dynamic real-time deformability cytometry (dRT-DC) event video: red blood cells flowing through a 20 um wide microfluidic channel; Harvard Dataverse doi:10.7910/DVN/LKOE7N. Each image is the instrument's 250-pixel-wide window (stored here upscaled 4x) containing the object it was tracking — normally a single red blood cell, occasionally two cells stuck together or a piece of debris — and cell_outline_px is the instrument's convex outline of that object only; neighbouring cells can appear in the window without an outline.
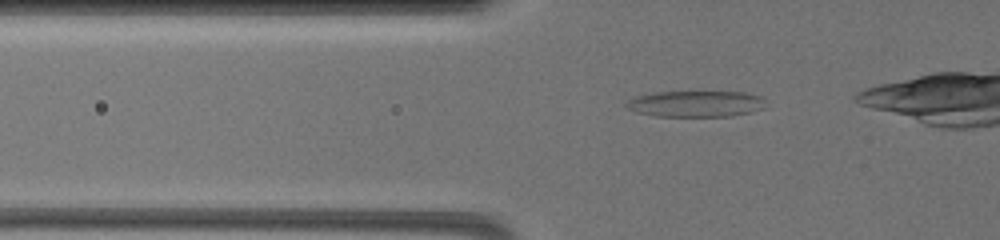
{"species": "common noctule bat (a hibernating species)", "species_latin": "Nyctalus noctula", "temperature_condition": "warm", "stored_images_in_passage": 41, "camera_frame_rate_fps": 3000, "um_per_image_px": 0.085, "animal": {"sex": "female", "body_mass_g": 19.5, "forearm_length_mm": 54.1}, "frame": {"image": 1, "passage_image": 3, "time_ms": 0.333, "image_size_px": [1000, 240], "cell_outline_px": [[764, 108], [752, 112], [732, 116], [656, 116], [636, 112], [624, 108], [624, 104], [628, 100], [636, 96], [652, 92], [744, 92], [760, 96], [764, 100]], "centroid_in_image_um": [59.1, 8.82], "position_along_channel_um": 66.7, "area_um2": 21.39}}
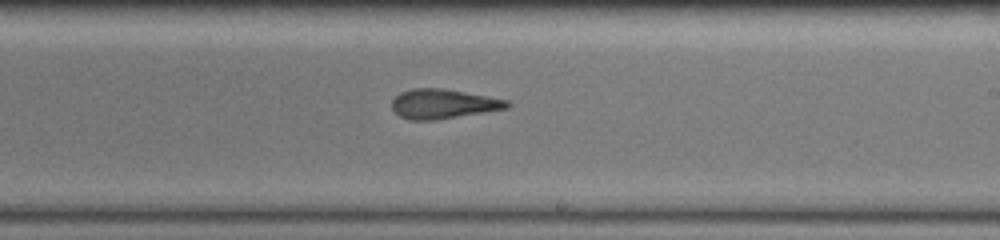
{"frame": {"image": 2, "passage_image": 28, "time_ms": 5.667, "image_size_px": [1000, 240], "cell_outline_px": [[512, 104], [508, 108], [436, 120], [408, 120], [400, 116], [392, 108], [392, 100], [400, 92], [412, 88], [440, 88], [488, 96], [508, 100]], "centroid_in_image_um": [37.66, 8.83], "position_along_channel_um": 251.3, "area_um2": 19.77}}
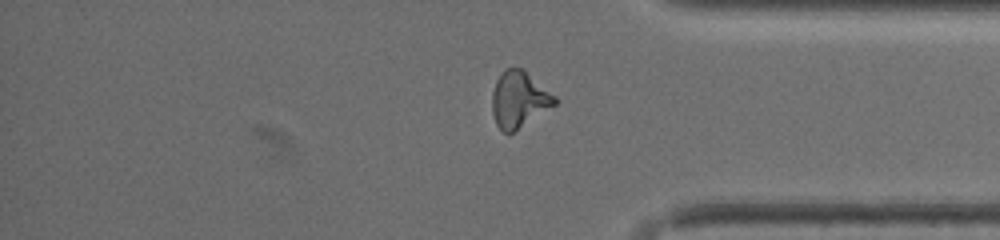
{"frame": {"image": 3, "passage_image": 38, "time_ms": 9.667, "image_size_px": [1000, 240], "cell_outline_px": [[560, 100], [556, 104], [508, 136], [496, 124], [492, 112], [492, 92], [496, 80], [500, 72], [504, 68], [524, 68], [556, 96]], "centroid_in_image_um": [44.12, 8.44], "position_along_channel_um": 391.1, "area_um2": 20.92}}